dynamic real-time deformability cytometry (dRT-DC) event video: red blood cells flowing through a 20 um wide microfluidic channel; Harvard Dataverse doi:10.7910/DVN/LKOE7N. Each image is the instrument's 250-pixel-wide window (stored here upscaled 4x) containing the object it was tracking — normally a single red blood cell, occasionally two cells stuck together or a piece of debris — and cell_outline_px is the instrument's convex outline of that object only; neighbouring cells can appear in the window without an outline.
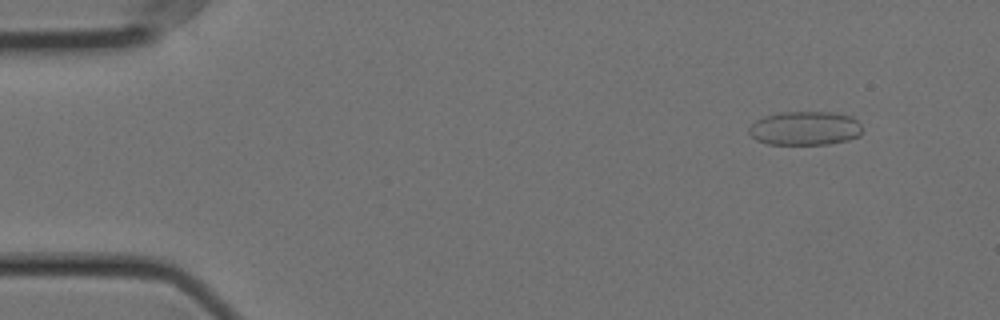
{"species": "Egyptian fruit bat (a non-hibernating species)", "species_latin": "Rousettus aegyptiacus", "temperature_condition": "cold", "stored_images_in_passage": 23, "camera_frame_rate_fps": 3000, "um_per_image_px": 0.085, "animal": {"sex": "female"}, "frame": {"image": 1, "passage_image": 5, "time_ms": 1.333, "image_size_px": [1000, 320], "cell_outline_px": [[860, 136], [848, 140], [828, 144], [768, 144], [756, 140], [748, 132], [748, 128], [756, 120], [764, 116], [780, 112], [832, 112], [852, 116], [860, 124]], "centroid_in_image_um": [68.41, 10.9], "position_along_channel_um": 16.6, "area_um2": 22.43}}
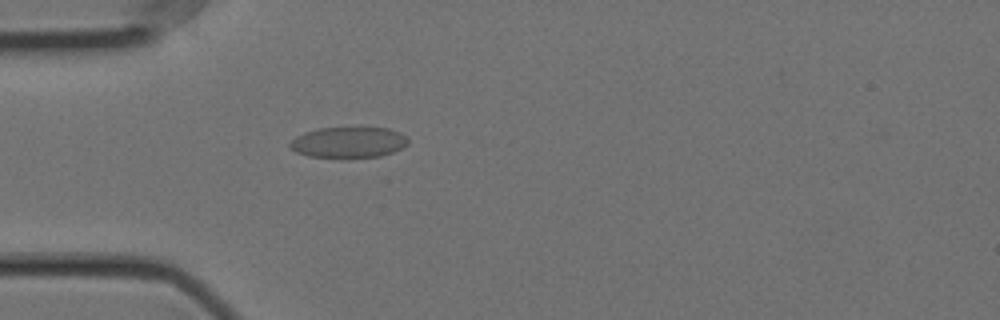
{"frame": {"image": 2, "passage_image": 16, "time_ms": 5.0, "image_size_px": [1000, 320], "cell_outline_px": [[408, 144], [404, 148], [380, 156], [348, 160], [340, 160], [308, 156], [296, 152], [288, 148], [288, 144], [296, 136], [304, 132], [320, 128], [388, 128], [400, 132], [408, 140]], "centroid_in_image_um": [29.59, 12.15], "position_along_channel_um": 55.4, "area_um2": 22.02}}
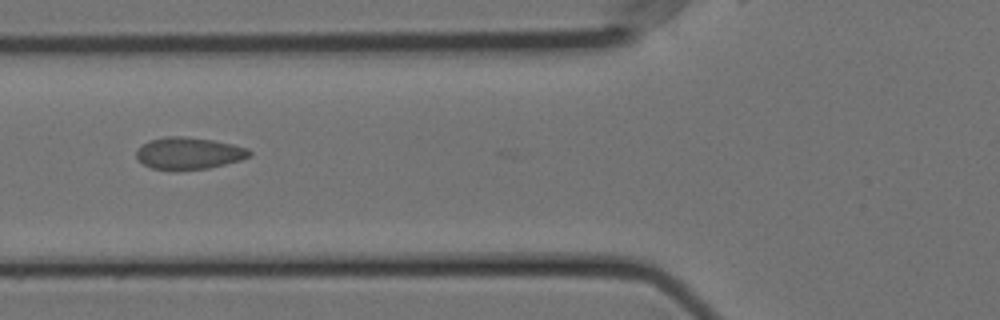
{"frame": {"image": 3, "passage_image": 21, "time_ms": 6.667, "image_size_px": [1000, 320], "cell_outline_px": [[252, 156], [240, 160], [208, 168], [172, 172], [152, 168], [144, 164], [136, 156], [136, 152], [148, 140], [164, 136], [184, 136], [212, 140], [232, 144], [248, 148], [252, 152]], "centroid_in_image_um": [16.05, 13.04], "position_along_channel_um": 109.8, "area_um2": 21.33}}